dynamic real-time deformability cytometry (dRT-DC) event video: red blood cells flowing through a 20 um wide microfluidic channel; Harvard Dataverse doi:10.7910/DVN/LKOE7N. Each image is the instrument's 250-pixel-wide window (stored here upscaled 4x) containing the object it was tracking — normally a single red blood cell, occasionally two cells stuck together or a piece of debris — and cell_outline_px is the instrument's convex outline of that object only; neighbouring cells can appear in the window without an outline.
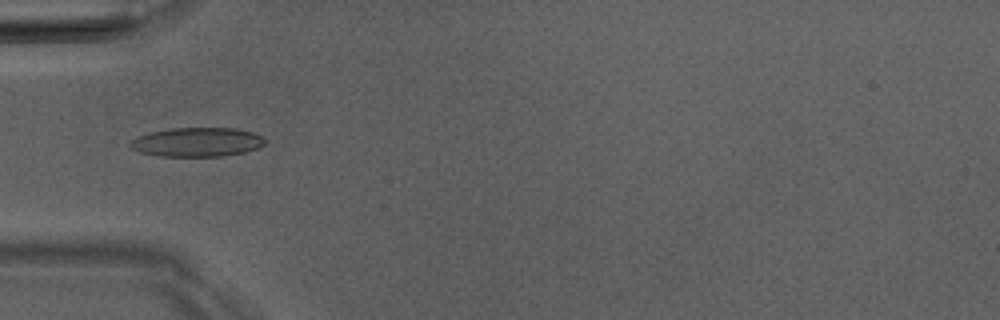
{"species": "Egyptian fruit bat (a non-hibernating species)", "species_latin": "Rousettus aegyptiacus", "temperature_condition": "room temperature", "stored_images_in_passage": 2, "camera_frame_rate_fps": 3000, "um_per_image_px": 0.085, "animal": {"sex": "male"}, "frame": {"image": 1, "passage_image": 1, "time_ms": 0.0, "image_size_px": [1000, 320], "cell_outline_px": [[264, 144], [256, 148], [244, 152], [224, 156], [160, 156], [140, 152], [132, 148], [128, 144], [136, 136], [148, 132], [172, 128], [236, 128], [252, 132], [260, 136], [264, 140]], "centroid_in_image_um": [16.7, 12.07], "position_along_channel_um": 68.3, "area_um2": 22.77}}